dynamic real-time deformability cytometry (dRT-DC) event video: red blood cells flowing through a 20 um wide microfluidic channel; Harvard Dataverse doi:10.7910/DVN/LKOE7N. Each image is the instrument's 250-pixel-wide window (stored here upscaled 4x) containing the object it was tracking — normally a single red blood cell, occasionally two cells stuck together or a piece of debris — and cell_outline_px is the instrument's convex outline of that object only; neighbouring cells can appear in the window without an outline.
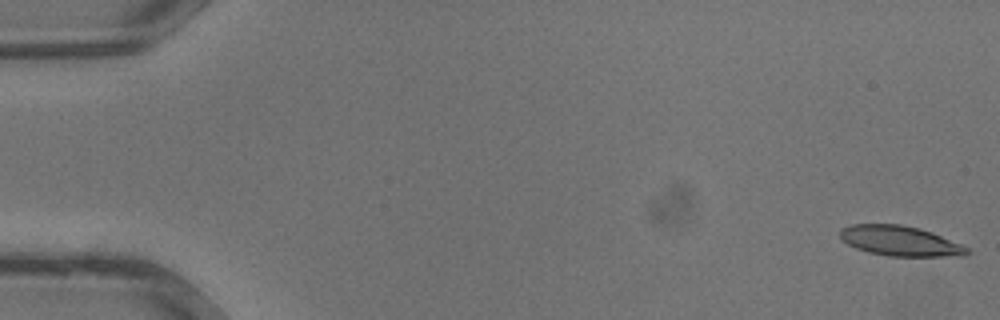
{"species": "common noctule bat (a hibernating species)", "species_latin": "Nyctalus noctula", "temperature_condition": "warm", "stored_images_in_passage": 11, "camera_frame_rate_fps": 3000, "um_per_image_px": 0.085, "animal": {"sex": "male", "body_mass_g": 13.3}, "frame": {"image": 1, "passage_image": 1, "time_ms": 0.0, "image_size_px": [1000, 320], "cell_outline_px": [[972, 252], [964, 256], [888, 256], [868, 252], [856, 248], [840, 240], [840, 228], [852, 224], [900, 224], [920, 228], [932, 232], [960, 244], [968, 248]], "centroid_in_image_um": [76.49, 20.48], "position_along_channel_um": 8.5, "area_um2": 22.37}}
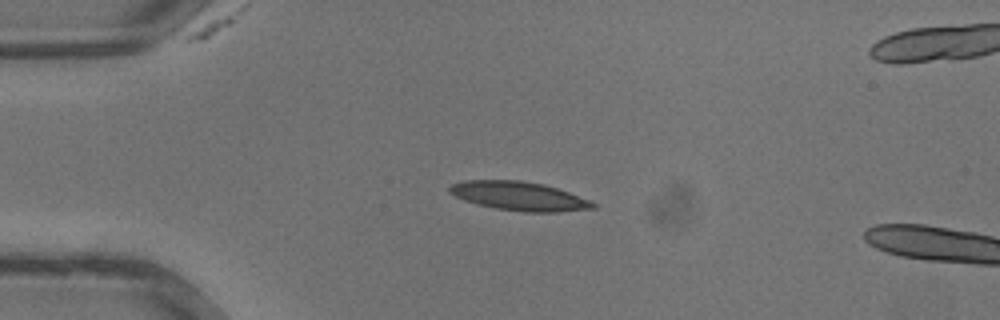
{"frame": {"image": 2, "passage_image": 9, "time_ms": 2.667, "image_size_px": [1000, 320], "cell_outline_px": [[596, 208], [556, 212], [524, 212], [496, 208], [476, 204], [464, 200], [448, 192], [448, 188], [452, 184], [464, 180], [520, 180], [544, 184], [592, 200], [596, 204]], "centroid_in_image_um": [44.13, 16.66], "position_along_channel_um": 40.9, "area_um2": 24.16}}